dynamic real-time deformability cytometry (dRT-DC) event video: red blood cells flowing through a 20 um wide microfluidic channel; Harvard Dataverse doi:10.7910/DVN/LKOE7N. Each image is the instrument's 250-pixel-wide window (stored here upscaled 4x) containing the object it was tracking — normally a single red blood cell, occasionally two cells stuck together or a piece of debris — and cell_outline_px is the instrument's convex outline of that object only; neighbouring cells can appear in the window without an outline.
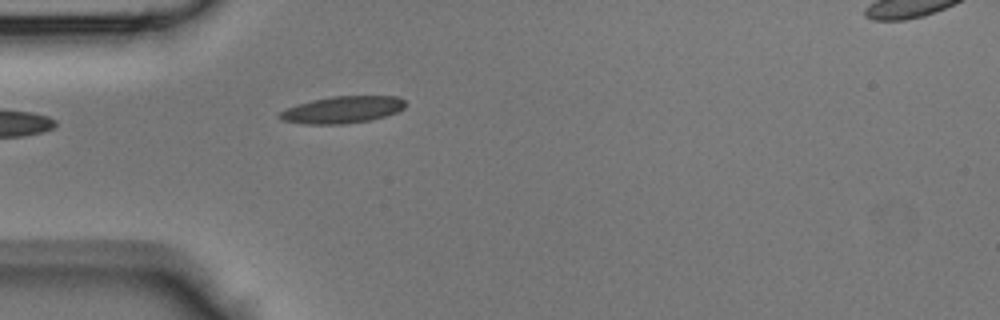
{"species": "Egyptian fruit bat (a non-hibernating species)", "species_latin": "Rousettus aegyptiacus", "temperature_condition": "room temperature", "stored_images_in_passage": 16, "camera_frame_rate_fps": 3000, "um_per_image_px": 0.085, "animal": {"sex": "male"}, "frame": {"image": 1, "passage_image": 1, "time_ms": 0.0, "image_size_px": [1000, 320], "cell_outline_px": [[404, 108], [396, 112], [384, 116], [368, 120], [344, 124], [304, 124], [284, 120], [276, 116], [280, 112], [288, 108], [312, 100], [332, 96], [396, 96], [404, 100]], "centroid_in_image_um": [29.1, 9.32], "position_along_channel_um": 55.9, "area_um2": 19.42}}
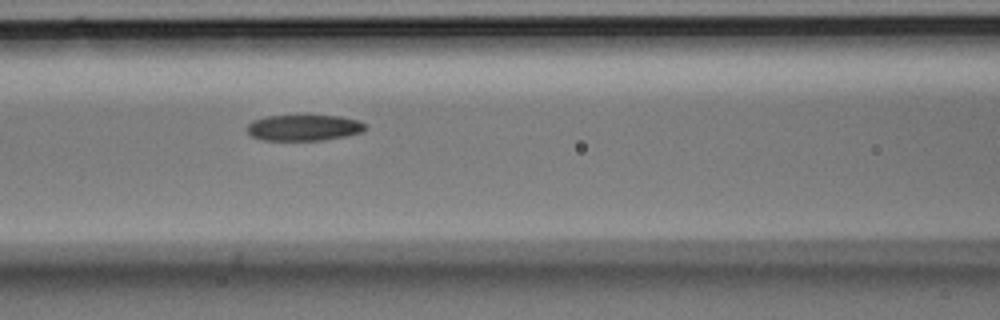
{"frame": {"image": 2, "passage_image": 7, "time_ms": 2.0, "image_size_px": [1000, 320], "cell_outline_px": [[368, 124], [364, 132], [324, 140], [264, 140], [252, 136], [248, 132], [248, 124], [252, 120], [264, 116], [296, 112], [308, 112], [340, 116], [360, 120]], "centroid_in_image_um": [25.86, 10.77], "position_along_channel_um": 140.7, "area_um2": 19.25}}
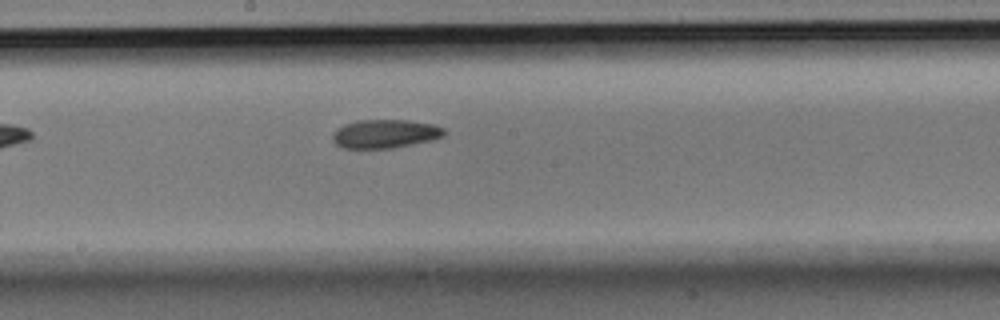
{"frame": {"image": 3, "passage_image": 12, "time_ms": 3.667, "image_size_px": [1000, 320], "cell_outline_px": [[444, 136], [432, 140], [392, 148], [344, 148], [336, 144], [332, 140], [332, 132], [336, 128], [344, 124], [356, 120], [408, 120], [432, 124], [444, 128]], "centroid_in_image_um": [32.69, 11.36], "position_along_channel_um": 215.5, "area_um2": 18.67}}